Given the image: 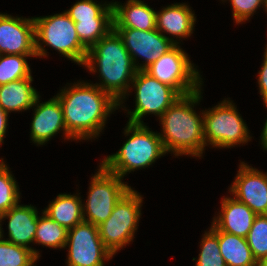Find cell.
Instances as JSON below:
<instances>
[{
	"label": "cell",
	"instance_id": "ffe728a7",
	"mask_svg": "<svg viewBox=\"0 0 267 266\" xmlns=\"http://www.w3.org/2000/svg\"><path fill=\"white\" fill-rule=\"evenodd\" d=\"M32 82L33 77H26L0 85V107L8 114L31 109L39 96Z\"/></svg>",
	"mask_w": 267,
	"mask_h": 266
},
{
	"label": "cell",
	"instance_id": "52a82bcc",
	"mask_svg": "<svg viewBox=\"0 0 267 266\" xmlns=\"http://www.w3.org/2000/svg\"><path fill=\"white\" fill-rule=\"evenodd\" d=\"M142 195L131 188L114 206L110 217L98 226L104 247L112 256L133 242L141 218Z\"/></svg>",
	"mask_w": 267,
	"mask_h": 266
},
{
	"label": "cell",
	"instance_id": "4fadbf2b",
	"mask_svg": "<svg viewBox=\"0 0 267 266\" xmlns=\"http://www.w3.org/2000/svg\"><path fill=\"white\" fill-rule=\"evenodd\" d=\"M229 192L256 215H267V173L241 162Z\"/></svg>",
	"mask_w": 267,
	"mask_h": 266
},
{
	"label": "cell",
	"instance_id": "4316f807",
	"mask_svg": "<svg viewBox=\"0 0 267 266\" xmlns=\"http://www.w3.org/2000/svg\"><path fill=\"white\" fill-rule=\"evenodd\" d=\"M0 215L20 202V191L16 179L4 159L0 158Z\"/></svg>",
	"mask_w": 267,
	"mask_h": 266
},
{
	"label": "cell",
	"instance_id": "8d00e7d4",
	"mask_svg": "<svg viewBox=\"0 0 267 266\" xmlns=\"http://www.w3.org/2000/svg\"><path fill=\"white\" fill-rule=\"evenodd\" d=\"M264 8H265V12L267 13V0H264Z\"/></svg>",
	"mask_w": 267,
	"mask_h": 266
},
{
	"label": "cell",
	"instance_id": "d6a6232c",
	"mask_svg": "<svg viewBox=\"0 0 267 266\" xmlns=\"http://www.w3.org/2000/svg\"><path fill=\"white\" fill-rule=\"evenodd\" d=\"M8 115L9 114L0 107V146L4 143L3 141L8 127Z\"/></svg>",
	"mask_w": 267,
	"mask_h": 266
},
{
	"label": "cell",
	"instance_id": "7c38bea8",
	"mask_svg": "<svg viewBox=\"0 0 267 266\" xmlns=\"http://www.w3.org/2000/svg\"><path fill=\"white\" fill-rule=\"evenodd\" d=\"M113 29L122 38L137 70H145L176 45L169 36H164L157 29L147 31L132 28ZM139 57L145 61L137 63Z\"/></svg>",
	"mask_w": 267,
	"mask_h": 266
},
{
	"label": "cell",
	"instance_id": "d590c367",
	"mask_svg": "<svg viewBox=\"0 0 267 266\" xmlns=\"http://www.w3.org/2000/svg\"><path fill=\"white\" fill-rule=\"evenodd\" d=\"M2 216L0 215V239H2L3 238V233H4V231L2 230L3 228H2Z\"/></svg>",
	"mask_w": 267,
	"mask_h": 266
},
{
	"label": "cell",
	"instance_id": "ac0fdd59",
	"mask_svg": "<svg viewBox=\"0 0 267 266\" xmlns=\"http://www.w3.org/2000/svg\"><path fill=\"white\" fill-rule=\"evenodd\" d=\"M220 210L212 224L219 231L246 238L257 215L233 196L222 198Z\"/></svg>",
	"mask_w": 267,
	"mask_h": 266
},
{
	"label": "cell",
	"instance_id": "44dd1931",
	"mask_svg": "<svg viewBox=\"0 0 267 266\" xmlns=\"http://www.w3.org/2000/svg\"><path fill=\"white\" fill-rule=\"evenodd\" d=\"M79 194L61 193L42 210L53 221L67 230L84 221L82 199Z\"/></svg>",
	"mask_w": 267,
	"mask_h": 266
},
{
	"label": "cell",
	"instance_id": "5bb4252c",
	"mask_svg": "<svg viewBox=\"0 0 267 266\" xmlns=\"http://www.w3.org/2000/svg\"><path fill=\"white\" fill-rule=\"evenodd\" d=\"M0 54L37 55L33 17L0 13Z\"/></svg>",
	"mask_w": 267,
	"mask_h": 266
},
{
	"label": "cell",
	"instance_id": "e0dca14e",
	"mask_svg": "<svg viewBox=\"0 0 267 266\" xmlns=\"http://www.w3.org/2000/svg\"><path fill=\"white\" fill-rule=\"evenodd\" d=\"M191 7L186 3H174L163 7L156 12V29L164 36L170 34L169 39L175 44H179L181 38H188L193 34L196 16ZM176 37L177 40H174ZM173 37V38H172Z\"/></svg>",
	"mask_w": 267,
	"mask_h": 266
},
{
	"label": "cell",
	"instance_id": "83f0119b",
	"mask_svg": "<svg viewBox=\"0 0 267 266\" xmlns=\"http://www.w3.org/2000/svg\"><path fill=\"white\" fill-rule=\"evenodd\" d=\"M204 233L195 266H227L221 256L217 234L211 228Z\"/></svg>",
	"mask_w": 267,
	"mask_h": 266
},
{
	"label": "cell",
	"instance_id": "2e32d148",
	"mask_svg": "<svg viewBox=\"0 0 267 266\" xmlns=\"http://www.w3.org/2000/svg\"><path fill=\"white\" fill-rule=\"evenodd\" d=\"M38 209L35 206L20 205L19 203L2 214V221L8 219V237L7 241L16 245L31 249L39 258V251L30 247L34 243V237L38 224Z\"/></svg>",
	"mask_w": 267,
	"mask_h": 266
},
{
	"label": "cell",
	"instance_id": "8992f818",
	"mask_svg": "<svg viewBox=\"0 0 267 266\" xmlns=\"http://www.w3.org/2000/svg\"><path fill=\"white\" fill-rule=\"evenodd\" d=\"M240 115L233 101L229 99L203 110L206 146L221 149L248 143L252 137Z\"/></svg>",
	"mask_w": 267,
	"mask_h": 266
},
{
	"label": "cell",
	"instance_id": "277c9868",
	"mask_svg": "<svg viewBox=\"0 0 267 266\" xmlns=\"http://www.w3.org/2000/svg\"><path fill=\"white\" fill-rule=\"evenodd\" d=\"M124 135L129 136L118 152L107 155L100 164L110 173L123 178L135 170L151 166L167 152L158 132L145 124L127 122Z\"/></svg>",
	"mask_w": 267,
	"mask_h": 266
},
{
	"label": "cell",
	"instance_id": "5b68a950",
	"mask_svg": "<svg viewBox=\"0 0 267 266\" xmlns=\"http://www.w3.org/2000/svg\"><path fill=\"white\" fill-rule=\"evenodd\" d=\"M33 20L37 57H47L45 46H49L68 60L84 65L88 50L81 44L75 22L65 11L45 17H34Z\"/></svg>",
	"mask_w": 267,
	"mask_h": 266
},
{
	"label": "cell",
	"instance_id": "8fae6325",
	"mask_svg": "<svg viewBox=\"0 0 267 266\" xmlns=\"http://www.w3.org/2000/svg\"><path fill=\"white\" fill-rule=\"evenodd\" d=\"M67 247V266H105L104 261L113 258L104 247L98 227L85 221L68 230Z\"/></svg>",
	"mask_w": 267,
	"mask_h": 266
},
{
	"label": "cell",
	"instance_id": "f1b7e54d",
	"mask_svg": "<svg viewBox=\"0 0 267 266\" xmlns=\"http://www.w3.org/2000/svg\"><path fill=\"white\" fill-rule=\"evenodd\" d=\"M246 240L256 261L267 258V215H257Z\"/></svg>",
	"mask_w": 267,
	"mask_h": 266
},
{
	"label": "cell",
	"instance_id": "e575fe53",
	"mask_svg": "<svg viewBox=\"0 0 267 266\" xmlns=\"http://www.w3.org/2000/svg\"><path fill=\"white\" fill-rule=\"evenodd\" d=\"M256 266H267V258H263L256 262Z\"/></svg>",
	"mask_w": 267,
	"mask_h": 266
},
{
	"label": "cell",
	"instance_id": "1f68e13d",
	"mask_svg": "<svg viewBox=\"0 0 267 266\" xmlns=\"http://www.w3.org/2000/svg\"><path fill=\"white\" fill-rule=\"evenodd\" d=\"M263 63L258 72L259 93L263 99V103L267 104V51L264 52Z\"/></svg>",
	"mask_w": 267,
	"mask_h": 266
},
{
	"label": "cell",
	"instance_id": "836d02e7",
	"mask_svg": "<svg viewBox=\"0 0 267 266\" xmlns=\"http://www.w3.org/2000/svg\"><path fill=\"white\" fill-rule=\"evenodd\" d=\"M265 106H266V109H267V104H265ZM260 139H261L262 148L265 151H267V119H266V122L264 124L263 129H262Z\"/></svg>",
	"mask_w": 267,
	"mask_h": 266
},
{
	"label": "cell",
	"instance_id": "3957f363",
	"mask_svg": "<svg viewBox=\"0 0 267 266\" xmlns=\"http://www.w3.org/2000/svg\"><path fill=\"white\" fill-rule=\"evenodd\" d=\"M84 66L91 73L99 72L101 81L95 83L96 86L108 92L119 104L124 103L138 70L114 29L88 50Z\"/></svg>",
	"mask_w": 267,
	"mask_h": 266
},
{
	"label": "cell",
	"instance_id": "7a4b0ae2",
	"mask_svg": "<svg viewBox=\"0 0 267 266\" xmlns=\"http://www.w3.org/2000/svg\"><path fill=\"white\" fill-rule=\"evenodd\" d=\"M201 90L180 96L159 118L162 133L158 134L167 153L202 157L206 149L203 110L201 115L194 110L201 101Z\"/></svg>",
	"mask_w": 267,
	"mask_h": 266
},
{
	"label": "cell",
	"instance_id": "7402d4cb",
	"mask_svg": "<svg viewBox=\"0 0 267 266\" xmlns=\"http://www.w3.org/2000/svg\"><path fill=\"white\" fill-rule=\"evenodd\" d=\"M218 236L221 256L227 266H256L246 238L219 231L212 223L210 227Z\"/></svg>",
	"mask_w": 267,
	"mask_h": 266
},
{
	"label": "cell",
	"instance_id": "4dcf8cb0",
	"mask_svg": "<svg viewBox=\"0 0 267 266\" xmlns=\"http://www.w3.org/2000/svg\"><path fill=\"white\" fill-rule=\"evenodd\" d=\"M229 2L233 10V20L237 25L246 22L256 13V10L264 7V0H229Z\"/></svg>",
	"mask_w": 267,
	"mask_h": 266
},
{
	"label": "cell",
	"instance_id": "f546056e",
	"mask_svg": "<svg viewBox=\"0 0 267 266\" xmlns=\"http://www.w3.org/2000/svg\"><path fill=\"white\" fill-rule=\"evenodd\" d=\"M81 44L89 50L113 29V21L75 22Z\"/></svg>",
	"mask_w": 267,
	"mask_h": 266
},
{
	"label": "cell",
	"instance_id": "9a60e30c",
	"mask_svg": "<svg viewBox=\"0 0 267 266\" xmlns=\"http://www.w3.org/2000/svg\"><path fill=\"white\" fill-rule=\"evenodd\" d=\"M40 95L36 98L34 115L31 122L30 138L37 146L45 145L59 131H62L64 138L75 140L66 130L63 108L56 96L48 101L40 103Z\"/></svg>",
	"mask_w": 267,
	"mask_h": 266
},
{
	"label": "cell",
	"instance_id": "9c48e42d",
	"mask_svg": "<svg viewBox=\"0 0 267 266\" xmlns=\"http://www.w3.org/2000/svg\"><path fill=\"white\" fill-rule=\"evenodd\" d=\"M145 71L161 83L174 88L181 96L193 93L203 85L199 70L178 44L160 56Z\"/></svg>",
	"mask_w": 267,
	"mask_h": 266
},
{
	"label": "cell",
	"instance_id": "ba28073f",
	"mask_svg": "<svg viewBox=\"0 0 267 266\" xmlns=\"http://www.w3.org/2000/svg\"><path fill=\"white\" fill-rule=\"evenodd\" d=\"M122 180L99 165L91 177L87 200L82 204L85 222L98 227L110 217L114 206L132 188Z\"/></svg>",
	"mask_w": 267,
	"mask_h": 266
},
{
	"label": "cell",
	"instance_id": "d6986e66",
	"mask_svg": "<svg viewBox=\"0 0 267 266\" xmlns=\"http://www.w3.org/2000/svg\"><path fill=\"white\" fill-rule=\"evenodd\" d=\"M113 28H132L136 30L156 29V11L141 0H128L122 5L112 2Z\"/></svg>",
	"mask_w": 267,
	"mask_h": 266
},
{
	"label": "cell",
	"instance_id": "d4e9b609",
	"mask_svg": "<svg viewBox=\"0 0 267 266\" xmlns=\"http://www.w3.org/2000/svg\"><path fill=\"white\" fill-rule=\"evenodd\" d=\"M37 55L0 54V85L32 77L27 58Z\"/></svg>",
	"mask_w": 267,
	"mask_h": 266
},
{
	"label": "cell",
	"instance_id": "cb8c5ba5",
	"mask_svg": "<svg viewBox=\"0 0 267 266\" xmlns=\"http://www.w3.org/2000/svg\"><path fill=\"white\" fill-rule=\"evenodd\" d=\"M42 214V216L38 217V224L34 237L35 244H41L42 246L53 249L65 248L68 230L53 221L43 211Z\"/></svg>",
	"mask_w": 267,
	"mask_h": 266
},
{
	"label": "cell",
	"instance_id": "30bf717a",
	"mask_svg": "<svg viewBox=\"0 0 267 266\" xmlns=\"http://www.w3.org/2000/svg\"><path fill=\"white\" fill-rule=\"evenodd\" d=\"M134 87V88H133ZM135 89V109L133 111L119 107L128 111V122L133 124H145L142 118L147 114H154L160 118L163 113L181 96L174 88L161 83L152 77L145 70H138L131 83Z\"/></svg>",
	"mask_w": 267,
	"mask_h": 266
},
{
	"label": "cell",
	"instance_id": "603a6c76",
	"mask_svg": "<svg viewBox=\"0 0 267 266\" xmlns=\"http://www.w3.org/2000/svg\"><path fill=\"white\" fill-rule=\"evenodd\" d=\"M96 2L93 0H80L65 12L74 22L113 21L112 3L105 2L102 4Z\"/></svg>",
	"mask_w": 267,
	"mask_h": 266
},
{
	"label": "cell",
	"instance_id": "6da1fadb",
	"mask_svg": "<svg viewBox=\"0 0 267 266\" xmlns=\"http://www.w3.org/2000/svg\"><path fill=\"white\" fill-rule=\"evenodd\" d=\"M70 85L56 95L67 132L77 141L97 138L119 102L93 83L78 81Z\"/></svg>",
	"mask_w": 267,
	"mask_h": 266
},
{
	"label": "cell",
	"instance_id": "484cf974",
	"mask_svg": "<svg viewBox=\"0 0 267 266\" xmlns=\"http://www.w3.org/2000/svg\"><path fill=\"white\" fill-rule=\"evenodd\" d=\"M38 259L31 249L0 239V266H34Z\"/></svg>",
	"mask_w": 267,
	"mask_h": 266
}]
</instances>
